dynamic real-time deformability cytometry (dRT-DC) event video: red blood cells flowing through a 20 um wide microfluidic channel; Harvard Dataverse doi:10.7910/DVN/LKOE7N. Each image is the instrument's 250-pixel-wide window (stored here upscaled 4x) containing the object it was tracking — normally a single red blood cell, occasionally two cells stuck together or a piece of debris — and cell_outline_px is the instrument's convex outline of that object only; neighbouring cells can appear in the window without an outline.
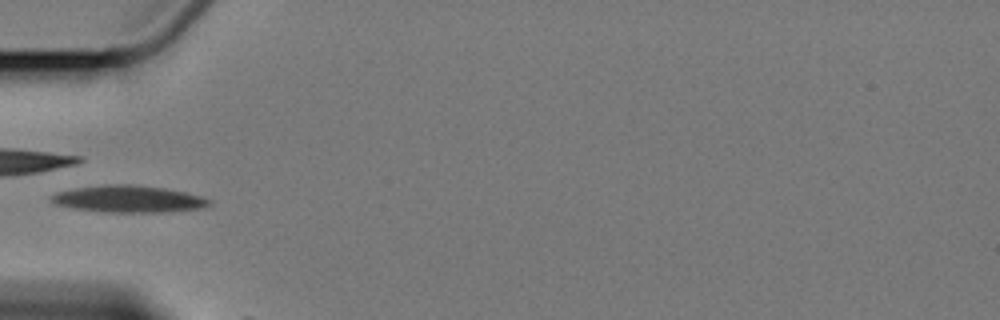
{"species": "Egyptian fruit bat (a non-hibernating species)", "species_latin": "Rousettus aegyptiacus", "temperature_condition": "cold", "stored_images_in_passage": 5, "camera_frame_rate_fps": 3000, "um_per_image_px": 0.085, "animal": {"sex": "female"}, "frame": {"image": 1, "passage_image": 2, "time_ms": 1.333, "image_size_px": [1000, 320], "cell_outline_px": [[212, 204], [204, 208], [168, 212], [104, 212], [72, 208], [56, 204], [52, 200], [52, 196], [60, 192], [76, 188], [104, 184], [132, 184], [164, 188], [184, 192], [200, 196], [212, 200]], "centroid_in_image_um": [11.0, 16.92], "position_along_channel_um": 74.0, "area_um2": 24.68}}